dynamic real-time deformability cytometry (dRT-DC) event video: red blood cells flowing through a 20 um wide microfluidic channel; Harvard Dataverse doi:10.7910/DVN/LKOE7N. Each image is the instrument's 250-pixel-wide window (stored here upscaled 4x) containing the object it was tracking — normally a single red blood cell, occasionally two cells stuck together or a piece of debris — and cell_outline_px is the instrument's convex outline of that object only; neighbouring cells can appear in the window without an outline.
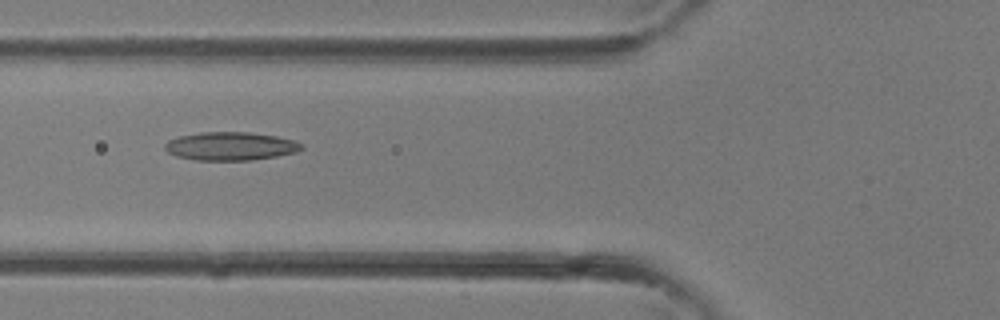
{"species": "common noctule bat (a hibernating species)", "species_latin": "Nyctalus noctula", "temperature_condition": "room temperature", "stored_images_in_passage": 25, "camera_frame_rate_fps": 3000, "um_per_image_px": 0.085, "animal": {"sex": "female"}, "frame": {"image": 1, "passage_image": 3, "time_ms": 0.667, "image_size_px": [1000, 320], "cell_outline_px": [[304, 148], [296, 152], [276, 156], [252, 160], [196, 160], [176, 156], [168, 152], [164, 148], [164, 144], [168, 140], [180, 136], [200, 132], [248, 132], [276, 136], [296, 140], [304, 144]], "centroid_in_image_um": [19.62, 12.42], "position_along_channel_um": 106.2, "area_um2": 22.66}}
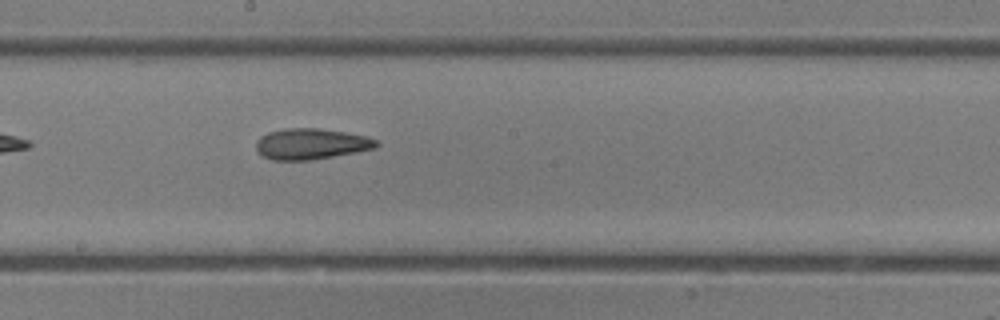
{"frame": {"image": 2, "passage_image": 9, "time_ms": 2.667, "image_size_px": [1000, 320], "cell_outline_px": [[380, 144], [376, 148], [356, 152], [308, 160], [272, 160], [260, 156], [256, 152], [256, 140], [260, 136], [268, 132], [284, 128], [320, 128], [368, 136], [376, 140]], "centroid_in_image_um": [26.4, 12.23], "position_along_channel_um": 221.8, "area_um2": 21.85}}
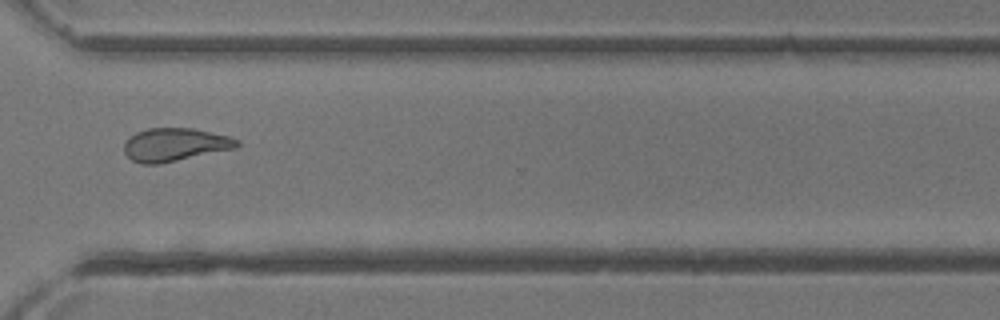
{"frame": {"image": 3, "passage_image": 16, "time_ms": 5.0, "image_size_px": [1000, 320], "cell_outline_px": [[240, 144], [236, 148], [160, 164], [140, 164], [132, 160], [124, 152], [124, 144], [136, 132], [148, 128], [192, 128], [228, 136], [240, 140]], "centroid_in_image_um": [14.88, 12.3], "position_along_channel_um": 355.7, "area_um2": 21.73}}